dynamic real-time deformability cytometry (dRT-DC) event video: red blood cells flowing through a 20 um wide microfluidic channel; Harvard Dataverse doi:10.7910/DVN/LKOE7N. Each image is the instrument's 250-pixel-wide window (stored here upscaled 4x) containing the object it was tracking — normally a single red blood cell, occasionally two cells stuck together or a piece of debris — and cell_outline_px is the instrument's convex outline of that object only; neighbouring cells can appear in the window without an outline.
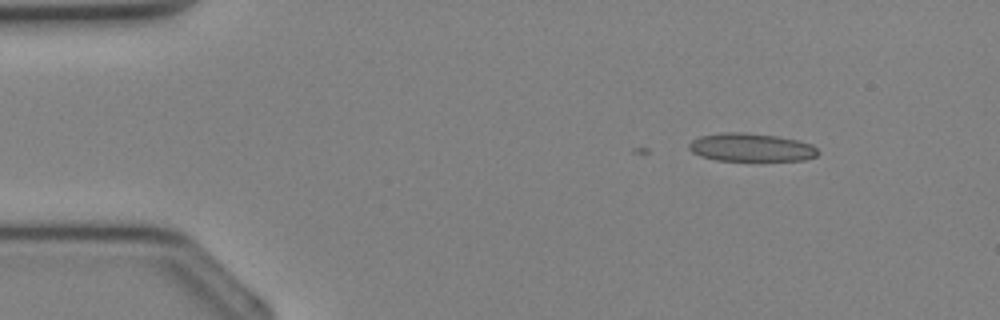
{"species": "Egyptian fruit bat (a non-hibernating species)", "species_latin": "Rousettus aegyptiacus", "temperature_condition": "cold", "stored_images_in_passage": 5, "camera_frame_rate_fps": 3000, "um_per_image_px": 0.085, "animal": {"sex": "female"}, "frame": {"image": 1, "passage_image": 1, "time_ms": 0.0, "image_size_px": [1000, 320], "cell_outline_px": [[820, 152], [816, 156], [804, 160], [716, 160], [700, 156], [692, 152], [688, 148], [688, 144], [692, 140], [700, 136], [720, 132], [740, 132], [776, 136], [796, 140], [812, 144]], "centroid_in_image_um": [63.81, 12.52], "position_along_channel_um": 21.2, "area_um2": 21.1}}